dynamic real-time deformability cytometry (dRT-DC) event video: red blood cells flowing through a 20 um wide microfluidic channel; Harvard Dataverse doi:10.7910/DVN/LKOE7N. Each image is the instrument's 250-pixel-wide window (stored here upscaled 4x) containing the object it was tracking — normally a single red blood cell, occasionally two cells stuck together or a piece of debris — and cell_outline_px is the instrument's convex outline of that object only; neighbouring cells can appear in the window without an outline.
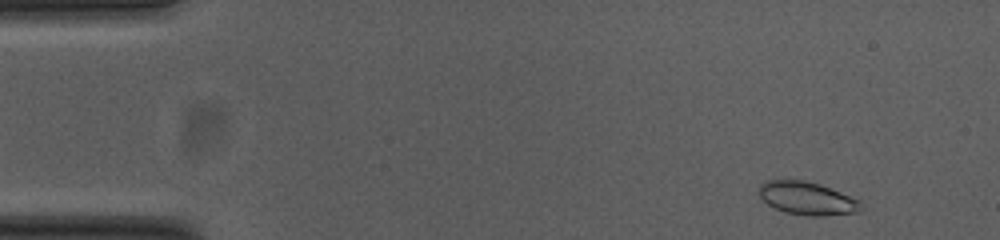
{"species": "common noctule bat (a hibernating species)", "species_latin": "Nyctalus noctula", "temperature_condition": "cold", "stored_images_in_passage": 51, "camera_frame_rate_fps": 3000, "um_per_image_px": 0.085, "animal": {"sex": "female", "body_mass_g": 23.0, "forearm_length_mm": 53.4}, "frame": {"image": 1, "passage_image": 2, "time_ms": 0.333, "image_size_px": [1000, 240], "cell_outline_px": [[864, 208], [856, 212], [824, 216], [812, 216], [784, 212], [768, 204], [760, 196], [760, 184], [768, 180], [804, 180], [820, 184], [860, 200]], "centroid_in_image_um": [68.64, 16.86], "position_along_channel_um": 16.4, "area_um2": 19.48}}
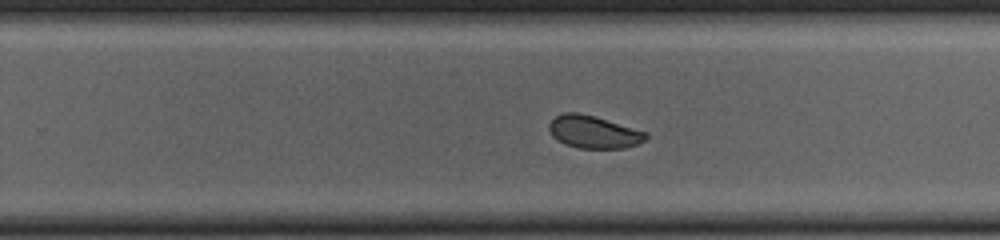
{"frame": {"image": 2, "passage_image": 31, "time_ms": 10.0, "image_size_px": [1000, 240], "cell_outline_px": [[648, 136], [644, 140], [636, 144], [624, 148], [580, 148], [564, 144], [552, 136], [548, 128], [548, 124], [556, 116], [564, 112], [576, 112], [592, 116], [648, 132]], "centroid_in_image_um": [50.43, 11.22], "position_along_channel_um": 279.4, "area_um2": 18.15}}
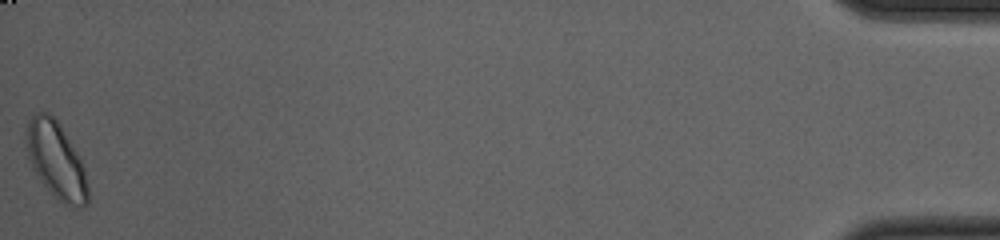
{"frame": {"image": 3, "passage_image": 51, "time_ms": 16.667, "image_size_px": [1000, 240], "cell_outline_px": [[88, 204], [80, 208], [76, 208], [64, 204], [56, 200], [40, 180], [32, 168], [28, 156], [24, 136], [28, 120], [36, 112], [48, 112], [60, 124], [76, 152], [84, 168], [88, 184]], "centroid_in_image_um": [4.75, 13.65], "position_along_channel_um": 430.4, "area_um2": 27.74}, "authors_computed_cell_mechanics": {"area_um2": 19.363, "velocity_mm_per_s": 3.7645, "shape_relaxation_time_tau1_ms": 3.6966, "shape_relaxation_time_tau2_ms": 2.4353, "deformation_change_tau1": 0.067, "deformation_change_tau2": 0.0564}}